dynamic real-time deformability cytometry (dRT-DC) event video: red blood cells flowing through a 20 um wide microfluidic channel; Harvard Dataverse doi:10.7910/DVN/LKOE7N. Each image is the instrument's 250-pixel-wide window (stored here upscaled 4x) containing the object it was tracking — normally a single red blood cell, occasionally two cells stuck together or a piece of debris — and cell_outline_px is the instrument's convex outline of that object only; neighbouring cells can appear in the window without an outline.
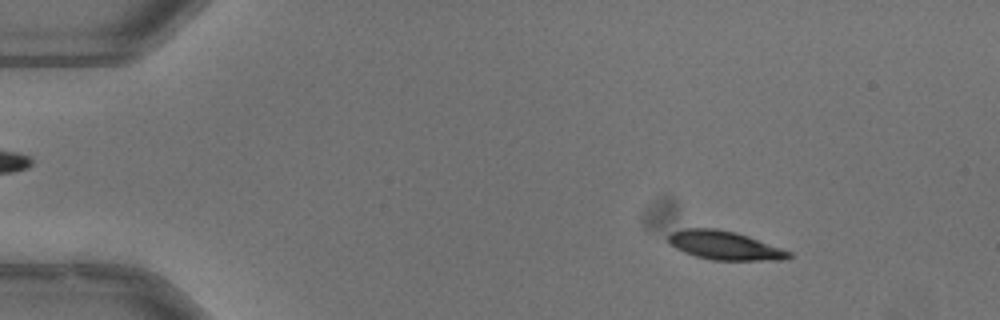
{"species": "common noctule bat (a hibernating species)", "species_latin": "Nyctalus noctula", "temperature_condition": "warm", "stored_images_in_passage": 15, "camera_frame_rate_fps": 3000, "um_per_image_px": 0.085, "animal": {"sex": "male", "body_mass_g": 13.3}, "frame": {"image": 1, "passage_image": 7, "time_ms": 2.0, "image_size_px": [1000, 320], "cell_outline_px": [[792, 256], [780, 260], [712, 260], [696, 256], [684, 252], [668, 244], [668, 236], [672, 232], [684, 228], [716, 228], [736, 232], [748, 236], [792, 252]], "centroid_in_image_um": [61.56, 20.85], "position_along_channel_um": 23.4, "area_um2": 20.11}}